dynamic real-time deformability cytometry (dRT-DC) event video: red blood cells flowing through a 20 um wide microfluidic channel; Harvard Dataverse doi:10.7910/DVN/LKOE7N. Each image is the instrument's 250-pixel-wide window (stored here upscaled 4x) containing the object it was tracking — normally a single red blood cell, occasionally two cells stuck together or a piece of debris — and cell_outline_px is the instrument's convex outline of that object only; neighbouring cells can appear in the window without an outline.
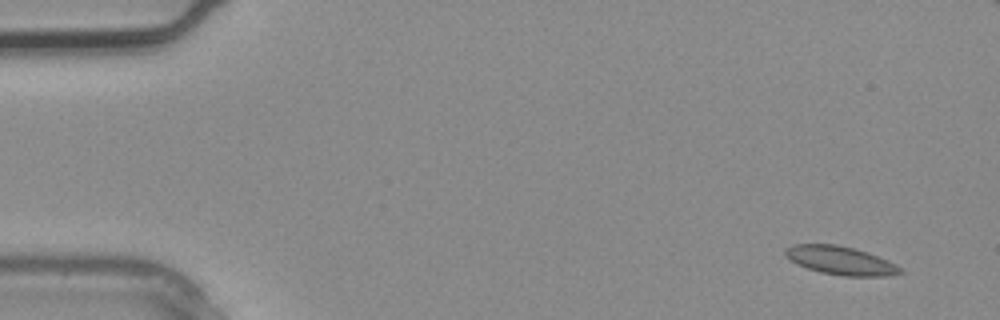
{"species": "common noctule bat (a hibernating species)", "species_latin": "Nyctalus noctula", "temperature_condition": "warm", "stored_images_in_passage": 4, "camera_frame_rate_fps": 3000, "um_per_image_px": 0.085, "animal": {"sex": "male", "body_mass_g": 20.4}, "frame": {"image": 1, "passage_image": 1, "time_ms": 0.0, "image_size_px": [1000, 320], "cell_outline_px": [[904, 272], [888, 276], [844, 276], [820, 272], [796, 264], [784, 256], [784, 248], [792, 244], [836, 244], [868, 252], [888, 260], [904, 268]], "centroid_in_image_um": [71.45, 22.14], "position_along_channel_um": 13.6, "area_um2": 19.31}}